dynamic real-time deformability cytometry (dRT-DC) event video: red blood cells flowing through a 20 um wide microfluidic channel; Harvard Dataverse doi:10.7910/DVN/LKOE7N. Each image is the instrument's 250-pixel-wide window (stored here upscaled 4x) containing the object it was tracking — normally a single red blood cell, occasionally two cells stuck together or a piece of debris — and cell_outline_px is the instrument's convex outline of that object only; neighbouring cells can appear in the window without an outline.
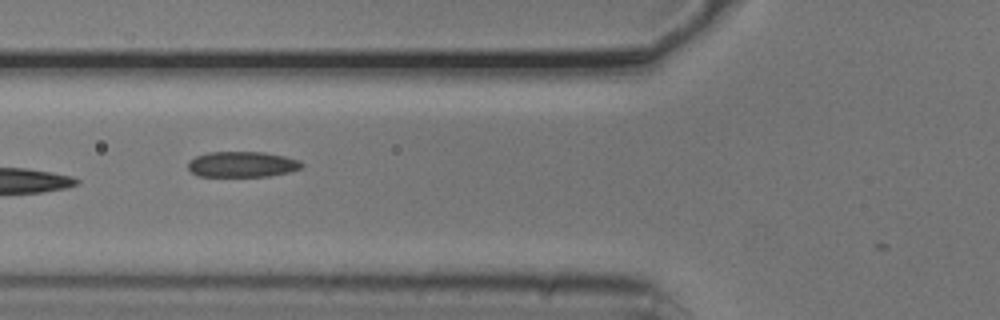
{"species": "common noctule bat (a hibernating species)", "species_latin": "Nyctalus noctula", "temperature_condition": "cold", "stored_images_in_passage": 7, "camera_frame_rate_fps": 3000, "um_per_image_px": 0.085, "animal": {"sex": "male", "body_mass_g": 20.5, "forearm_length_mm": 52.5}, "frame": {"image": 1, "passage_image": 5, "time_ms": 1.333, "image_size_px": [1000, 320], "cell_outline_px": [[304, 164], [300, 168], [288, 172], [268, 176], [196, 176], [188, 168], [188, 160], [196, 156], [208, 152], [264, 152], [284, 156], [300, 160]], "centroid_in_image_um": [20.56, 13.96], "position_along_channel_um": 105.2, "area_um2": 16.99}}
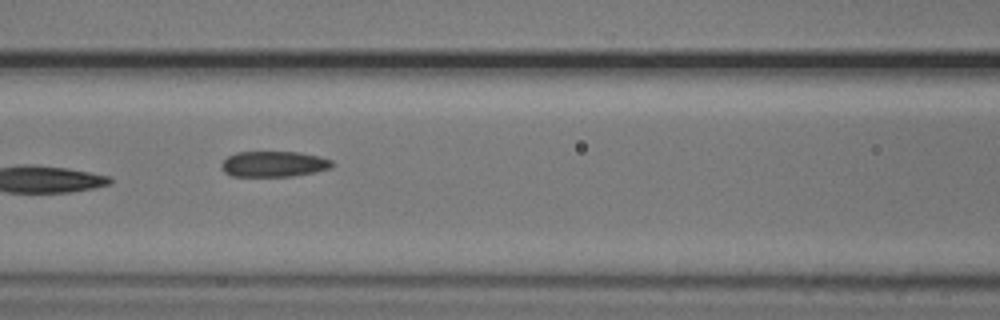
{"frame": {"image": 2, "passage_image": 6, "time_ms": 1.667, "image_size_px": [1000, 320], "cell_outline_px": [[332, 168], [316, 172], [292, 176], [232, 176], [224, 172], [220, 164], [228, 156], [236, 152], [300, 152], [320, 156], [332, 160]], "centroid_in_image_um": [23.28, 13.94], "position_along_channel_um": 143.3, "area_um2": 16.65}}